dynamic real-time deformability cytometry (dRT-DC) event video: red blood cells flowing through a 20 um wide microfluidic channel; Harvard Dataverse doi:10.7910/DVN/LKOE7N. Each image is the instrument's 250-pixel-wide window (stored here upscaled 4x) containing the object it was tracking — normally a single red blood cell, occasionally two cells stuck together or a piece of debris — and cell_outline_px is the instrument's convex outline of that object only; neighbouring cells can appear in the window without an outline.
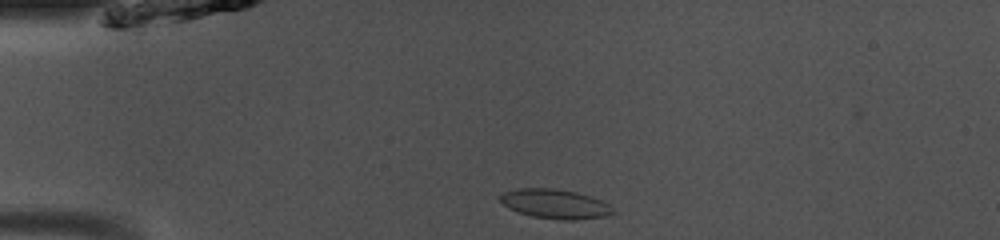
{"species": "common noctule bat (a hibernating species)", "species_latin": "Nyctalus noctula", "temperature_condition": "room temperature", "stored_images_in_passage": 38, "camera_frame_rate_fps": 3000, "um_per_image_px": 0.085, "animal": {"sex": "male", "body_mass_g": 13.0, "forearm_length_mm": 53.1}, "frame": {"image": 1, "passage_image": 1, "time_ms": 0.0, "image_size_px": [1000, 240], "cell_outline_px": [[616, 212], [604, 216], [572, 220], [560, 220], [532, 216], [508, 208], [500, 200], [500, 196], [504, 192], [516, 188], [552, 188], [576, 192], [600, 200], [608, 204]], "centroid_in_image_um": [47.16, 17.33], "position_along_channel_um": 37.8, "area_um2": 19.07}}
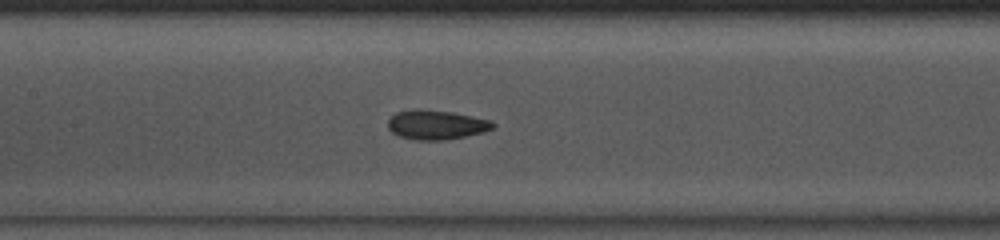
{"frame": {"image": 2, "passage_image": 13, "time_ms": 4.0, "image_size_px": [1000, 240], "cell_outline_px": [[496, 124], [492, 128], [484, 132], [444, 140], [416, 140], [396, 136], [388, 128], [388, 120], [396, 112], [420, 108], [452, 112], [492, 120]], "centroid_in_image_um": [37.07, 10.6], "position_along_channel_um": 170.3, "area_um2": 18.09}}
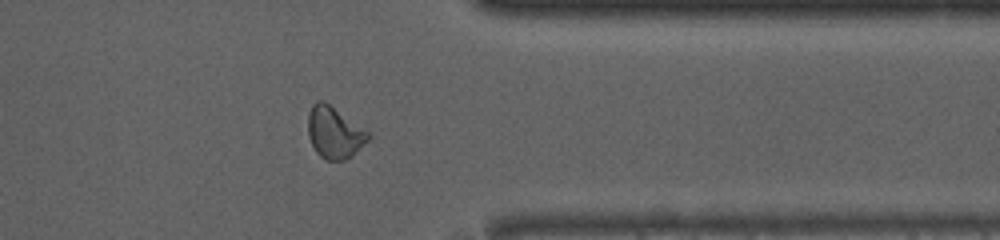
{"frame": {"image": 3, "passage_image": 29, "time_ms": 9.333, "image_size_px": [1000, 240], "cell_outline_px": [[372, 136], [368, 140], [344, 160], [328, 160], [320, 156], [316, 152], [308, 136], [308, 116], [312, 104], [316, 100], [324, 100], [372, 132]], "centroid_in_image_um": [28.44, 11.22], "position_along_channel_um": 383.0, "area_um2": 18.26}, "authors_computed_cell_mechanics": {"area_um2": 17.9758, "velocity_mm_per_s": 4.0978, "shape_relaxation_time_tau1_ms": 3.4597, "shape_relaxation_time_tau2_ms": 1.558, "deformation_change_tau1": 0.1018, "deformation_change_tau2": 0.0595}}